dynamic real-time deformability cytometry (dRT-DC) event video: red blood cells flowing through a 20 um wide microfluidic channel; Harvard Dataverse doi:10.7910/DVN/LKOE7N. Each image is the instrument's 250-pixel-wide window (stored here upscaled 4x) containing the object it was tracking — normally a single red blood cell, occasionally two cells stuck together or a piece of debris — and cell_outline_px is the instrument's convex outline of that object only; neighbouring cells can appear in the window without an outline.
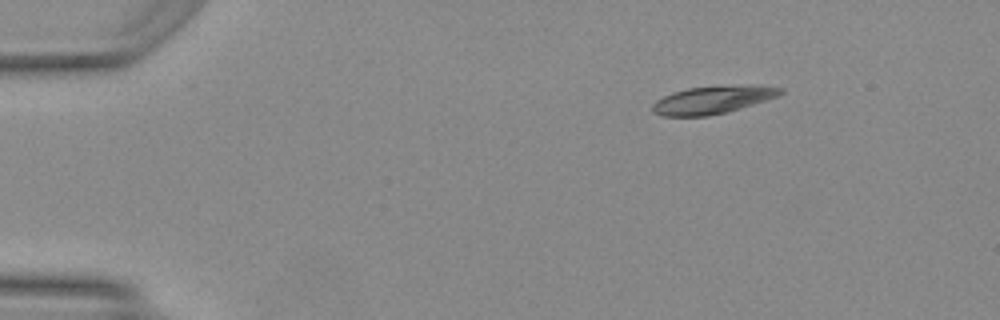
{"species": "Egyptian fruit bat (a non-hibernating species)", "species_latin": "Rousettus aegyptiacus", "temperature_condition": "warm", "stored_images_in_passage": 43, "camera_frame_rate_fps": 3000, "um_per_image_px": 0.085, "animal": {"sex": "female"}, "frame": {"image": 1, "passage_image": 1, "time_ms": 0.0, "image_size_px": [1000, 320], "cell_outline_px": [[784, 92], [780, 96], [724, 112], [708, 116], [660, 116], [652, 112], [652, 104], [656, 100], [672, 92], [688, 88], [784, 88]], "centroid_in_image_um": [60.4, 8.55], "position_along_channel_um": 24.6, "area_um2": 19.31}}
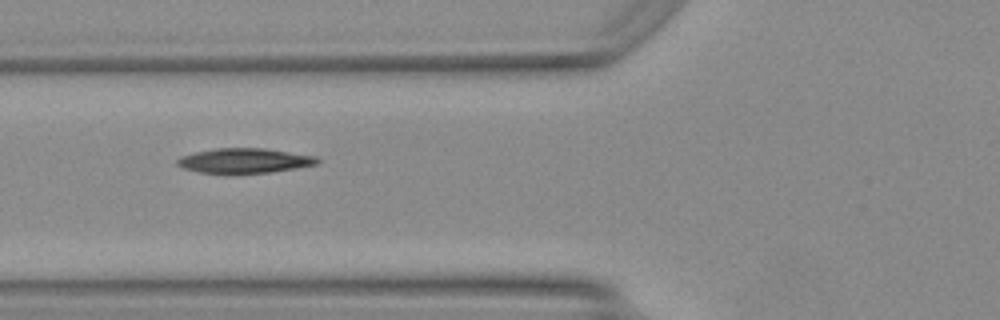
{"frame": {"image": 2, "passage_image": 13, "time_ms": 4.0, "image_size_px": [1000, 320], "cell_outline_px": [[320, 164], [272, 172], [200, 172], [184, 168], [176, 164], [176, 160], [180, 156], [196, 152], [216, 148], [264, 148], [316, 156], [320, 160]], "centroid_in_image_um": [20.82, 13.64], "position_along_channel_um": 105.0, "area_um2": 19.94}}
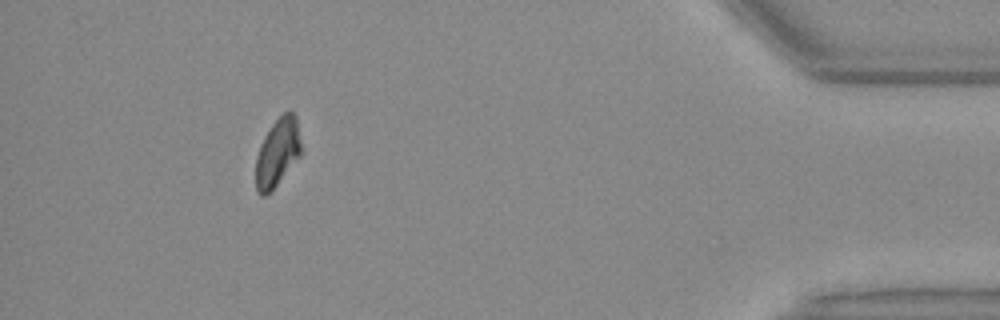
{"frame": {"image": 3, "passage_image": 39, "time_ms": 12.667, "image_size_px": [1000, 320], "cell_outline_px": [[300, 156], [276, 184], [264, 196], [260, 196], [256, 192], [256, 156], [260, 144], [264, 136], [272, 124], [288, 108], [296, 116], [300, 140]], "centroid_in_image_um": [23.57, 12.93], "position_along_channel_um": 411.6, "area_um2": 17.74}, "authors_computed_cell_mechanics": {"area_um2": 19.7098, "velocity_mm_per_s": 4.1821, "shape_relaxation_time_tau1_ms": 4.7399, "shape_relaxation_time_tau2_ms": 6.6354, "deformation_change_tau1": 0.175, "deformation_change_tau2": 0.1313}}